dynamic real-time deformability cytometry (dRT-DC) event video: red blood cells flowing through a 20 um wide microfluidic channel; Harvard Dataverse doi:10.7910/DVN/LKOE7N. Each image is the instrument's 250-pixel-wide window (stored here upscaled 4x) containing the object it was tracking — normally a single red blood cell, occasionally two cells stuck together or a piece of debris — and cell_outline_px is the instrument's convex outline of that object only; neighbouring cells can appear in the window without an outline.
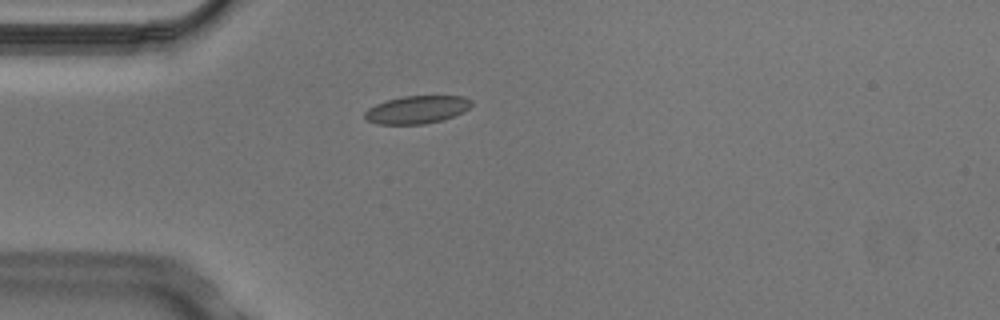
{"species": "Egyptian fruit bat (a non-hibernating species)", "species_latin": "Rousettus aegyptiacus", "temperature_condition": "cold", "stored_images_in_passage": 4, "camera_frame_rate_fps": 3000, "um_per_image_px": 0.085, "animal": {"sex": "male"}, "frame": {"image": 1, "passage_image": 4, "time_ms": 1.0, "image_size_px": [1000, 320], "cell_outline_px": [[472, 104], [464, 112], [444, 120], [424, 124], [380, 124], [368, 120], [364, 116], [364, 112], [368, 108], [376, 104], [388, 100], [404, 96], [464, 96], [472, 100]], "centroid_in_image_um": [35.47, 9.32], "position_along_channel_um": 49.5, "area_um2": 17.28}}